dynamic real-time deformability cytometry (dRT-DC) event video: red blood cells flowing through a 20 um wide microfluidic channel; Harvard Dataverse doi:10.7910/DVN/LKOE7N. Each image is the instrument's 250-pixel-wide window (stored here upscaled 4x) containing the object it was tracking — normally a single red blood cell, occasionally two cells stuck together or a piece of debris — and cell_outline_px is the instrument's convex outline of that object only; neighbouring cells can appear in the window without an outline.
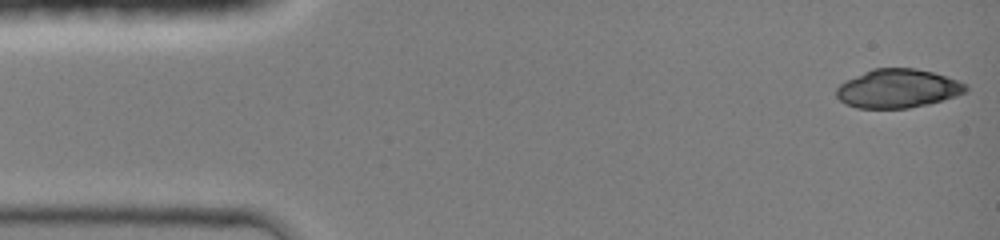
{"species": "common noctule bat (a hibernating species)", "species_latin": "Nyctalus noctula", "temperature_condition": "room temperature", "stored_images_in_passage": 39, "segment_of_instrument_passage": [1, 2], "camera_frame_rate_fps": 3000, "um_per_image_px": 0.085, "animal": {"sex": "female", "body_mass_g": 19.0, "forearm_length_mm": 51.5}, "frame": {"image": 1, "passage_image": 1, "time_ms": 0.0, "image_size_px": [1000, 240], "cell_outline_px": [[968, 88], [964, 92], [956, 96], [928, 104], [908, 108], [856, 108], [844, 104], [836, 96], [836, 88], [844, 80], [872, 68], [916, 68], [932, 72], [968, 84]], "centroid_in_image_um": [76.27, 7.52], "position_along_channel_um": 8.7, "area_um2": 29.3}}